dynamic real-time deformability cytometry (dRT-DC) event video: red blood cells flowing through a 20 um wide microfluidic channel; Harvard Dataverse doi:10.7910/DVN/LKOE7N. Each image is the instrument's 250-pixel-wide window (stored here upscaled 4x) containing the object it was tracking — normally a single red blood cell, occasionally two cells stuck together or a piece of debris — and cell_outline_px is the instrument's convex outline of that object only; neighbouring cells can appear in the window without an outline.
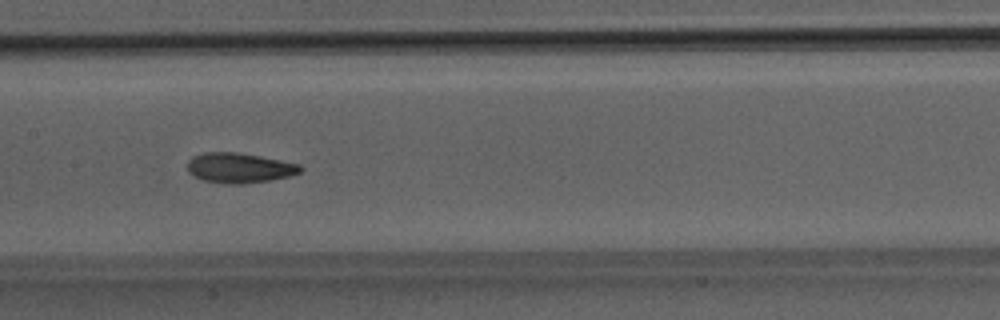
{"species": "Egyptian fruit bat (a non-hibernating species)", "species_latin": "Rousettus aegyptiacus", "temperature_condition": "room temperature", "stored_images_in_passage": 46, "segment_of_instrument_passage": [1, 2], "camera_frame_rate_fps": 3000, "um_per_image_px": 0.085, "animal": {"sex": "male"}, "frame": {"image": 1, "passage_image": 20, "time_ms": 6.333, "image_size_px": [1000, 320], "cell_outline_px": [[304, 168], [300, 172], [288, 176], [268, 180], [244, 184], [228, 184], [200, 180], [188, 172], [188, 160], [192, 156], [208, 152], [236, 152], [260, 156], [300, 164]], "centroid_in_image_um": [20.32, 14.27], "position_along_channel_um": 187.1, "area_um2": 19.77}}
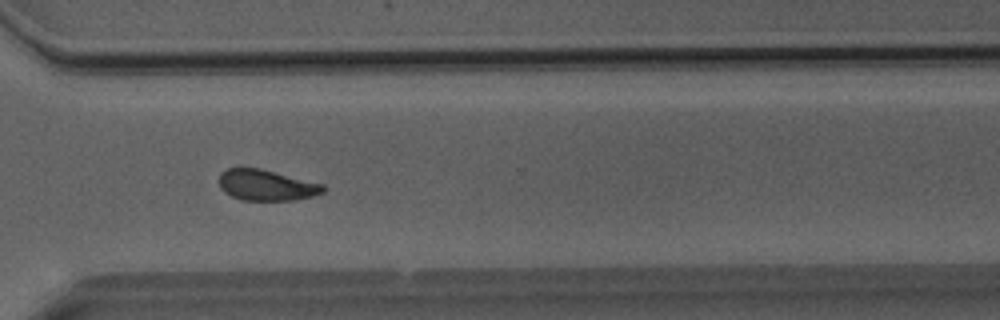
{"frame": {"image": 2, "passage_image": 32, "time_ms": 10.333, "image_size_px": [1000, 320], "cell_outline_px": [[328, 188], [324, 192], [312, 196], [292, 200], [240, 200], [224, 192], [220, 188], [220, 172], [228, 168], [260, 168], [324, 184]], "centroid_in_image_um": [22.66, 15.74], "position_along_channel_um": 347.9, "area_um2": 18.79}}
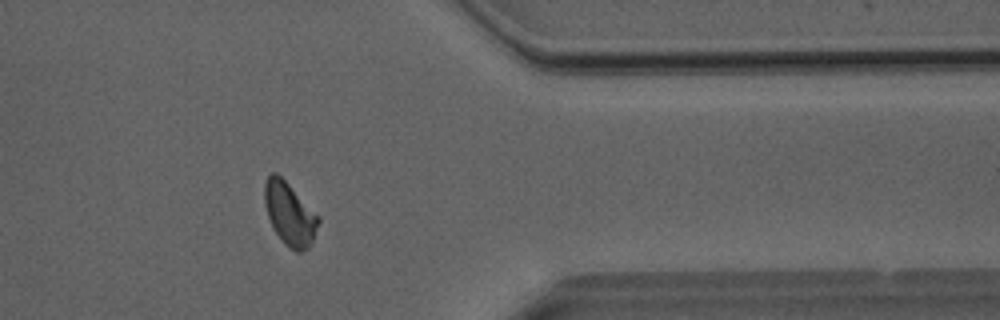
{"frame": {"image": 3, "passage_image": 36, "time_ms": 11.667, "image_size_px": [1000, 320], "cell_outline_px": [[320, 220], [312, 240], [308, 248], [300, 252], [296, 252], [284, 244], [276, 232], [268, 216], [264, 204], [264, 184], [268, 176], [272, 172], [276, 172], [320, 216]], "centroid_in_image_um": [24.62, 18.17], "position_along_channel_um": 386.8, "area_um2": 19.48}}